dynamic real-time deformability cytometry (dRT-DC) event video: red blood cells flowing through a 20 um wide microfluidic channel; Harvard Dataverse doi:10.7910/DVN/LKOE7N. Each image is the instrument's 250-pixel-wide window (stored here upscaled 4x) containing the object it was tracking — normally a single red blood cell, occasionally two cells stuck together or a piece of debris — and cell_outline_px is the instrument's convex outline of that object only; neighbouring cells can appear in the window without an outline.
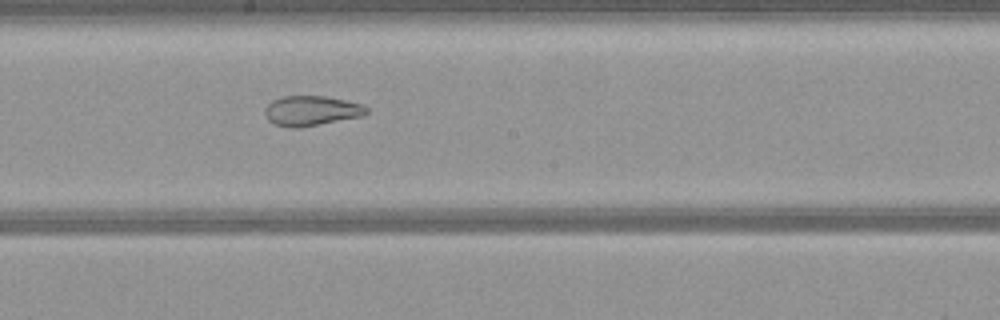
{"species": "common noctule bat (a hibernating species)", "species_latin": "Nyctalus noctula", "temperature_condition": "warm", "stored_images_in_passage": 50, "camera_frame_rate_fps": 3000, "um_per_image_px": 0.085, "animal": {"sex": "female", "body_mass_g": 21.9}, "frame": {"image": 1, "passage_image": 26, "time_ms": 8.333, "image_size_px": [1000, 320], "cell_outline_px": [[368, 112], [364, 116], [300, 128], [288, 128], [272, 124], [268, 120], [264, 112], [264, 108], [272, 100], [284, 96], [328, 96], [364, 104], [368, 108]], "centroid_in_image_um": [26.47, 9.42], "position_along_channel_um": 221.7, "area_um2": 18.15}}
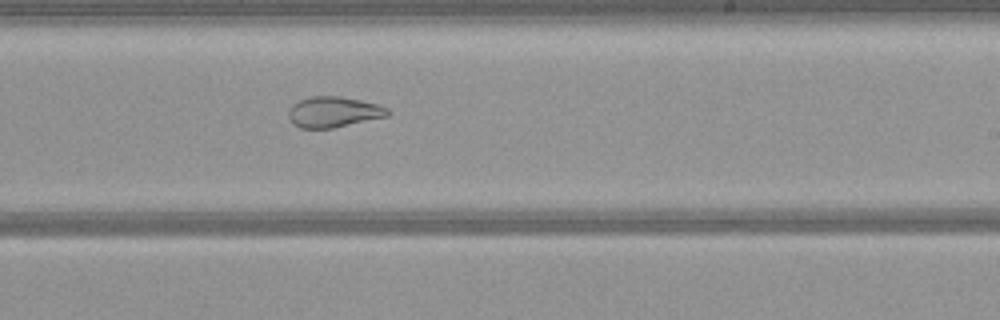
{"frame": {"image": 2, "passage_image": 29, "time_ms": 9.333, "image_size_px": [1000, 320], "cell_outline_px": [[392, 112], [388, 116], [332, 128], [300, 128], [292, 124], [288, 116], [288, 108], [292, 104], [300, 100], [312, 96], [340, 96], [380, 104], [388, 108]], "centroid_in_image_um": [28.35, 9.51], "position_along_channel_um": 260.6, "area_um2": 17.92}}
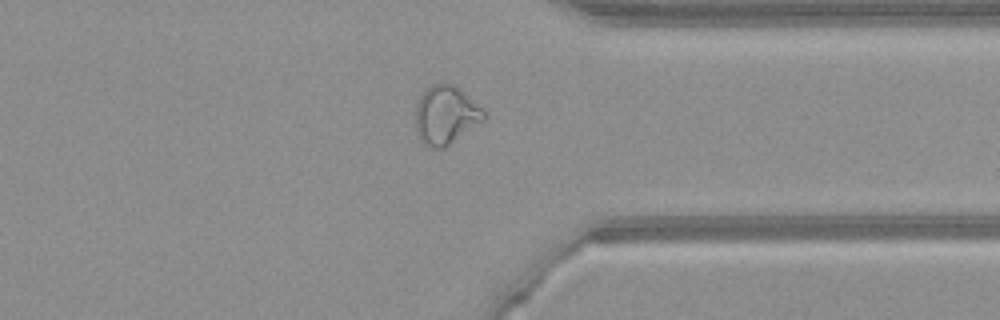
{"frame": {"image": 3, "passage_image": 38, "time_ms": 12.333, "image_size_px": [1000, 320], "cell_outline_px": [[488, 116], [484, 120], [444, 148], [432, 148], [424, 144], [420, 140], [416, 132], [416, 104], [424, 88], [440, 80], [452, 84], [464, 92], [488, 112]], "centroid_in_image_um": [37.89, 9.74], "position_along_channel_um": 373.5, "area_um2": 23.76}}